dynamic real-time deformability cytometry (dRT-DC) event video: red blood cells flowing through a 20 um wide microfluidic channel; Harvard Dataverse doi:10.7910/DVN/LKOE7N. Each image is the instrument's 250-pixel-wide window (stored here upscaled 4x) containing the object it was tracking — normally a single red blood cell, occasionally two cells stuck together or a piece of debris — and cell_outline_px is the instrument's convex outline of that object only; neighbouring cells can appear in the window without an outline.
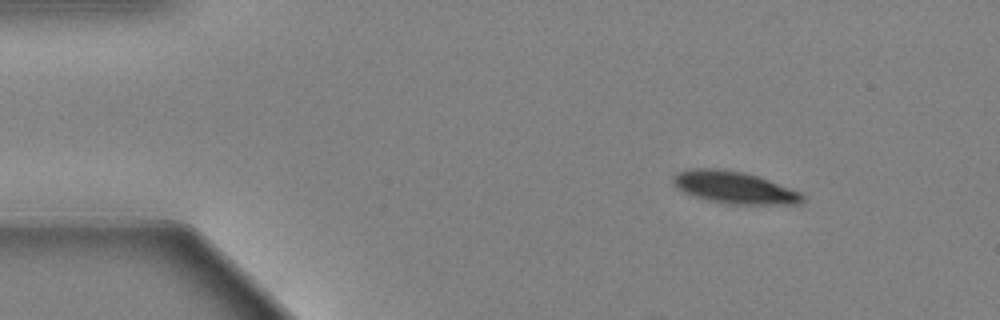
{"species": "Egyptian fruit bat (a non-hibernating species)", "species_latin": "Rousettus aegyptiacus", "temperature_condition": "warm", "stored_images_in_passage": 52, "camera_frame_rate_fps": 3000, "um_per_image_px": 0.085, "animal": {"sex": "female"}, "frame": {"image": 1, "passage_image": 1, "time_ms": 0.0, "image_size_px": [1000, 320], "cell_outline_px": [[804, 200], [800, 204], [732, 204], [692, 196], [676, 188], [672, 180], [680, 172], [700, 168], [708, 168], [740, 172], [756, 176], [768, 180], [800, 192], [804, 196]], "centroid_in_image_um": [62.44, 15.96], "position_along_channel_um": 22.6, "area_um2": 23.47}}
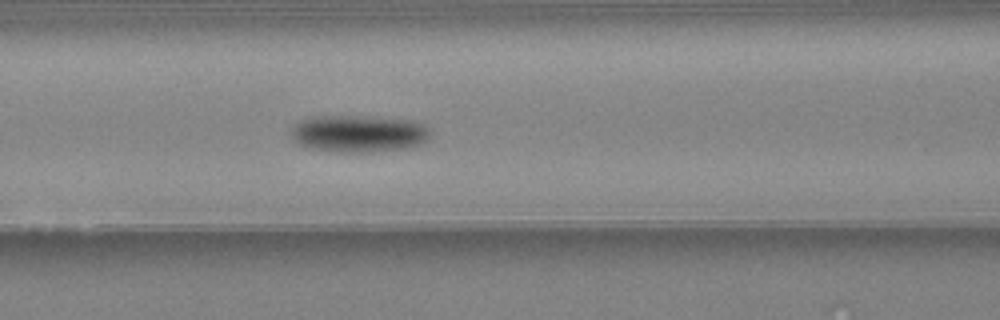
{"frame": {"image": 2, "passage_image": 18, "time_ms": 5.667, "image_size_px": [1000, 320], "cell_outline_px": [[428, 140], [412, 148], [372, 152], [340, 152], [308, 148], [300, 144], [292, 136], [292, 128], [300, 120], [320, 116], [352, 116], [408, 120], [420, 124], [428, 128]], "centroid_in_image_um": [30.49, 11.38], "position_along_channel_um": 136.1, "area_um2": 29.71}}
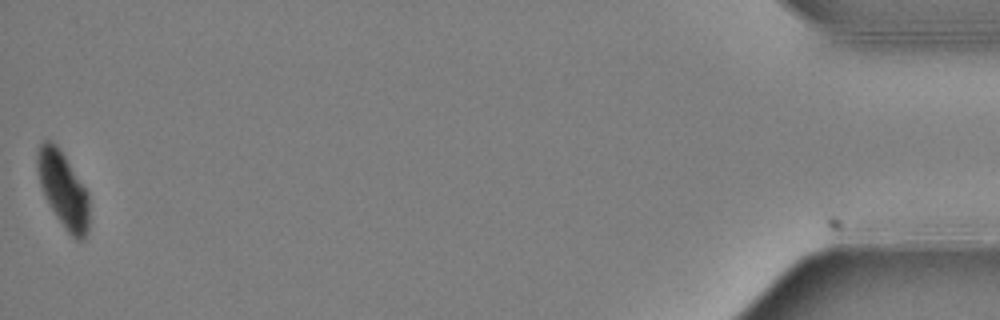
{"frame": {"image": 3, "passage_image": 52, "time_ms": 17.0, "image_size_px": [1000, 320], "cell_outline_px": [[88, 232], [84, 240], [76, 240], [64, 228], [56, 216], [44, 196], [40, 184], [36, 168], [36, 148], [44, 140], [52, 140], [56, 144], [88, 192]], "centroid_in_image_um": [5.34, 16.11], "position_along_channel_um": 429.9, "area_um2": 22.89}, "authors_computed_cell_mechanics": {"area_um2": 26.6458, "velocity_mm_per_s": 3.4423, "shape_relaxation_time_tau1_ms": 2.5066, "shape_relaxation_time_tau2_ms": null, "deformation_change_tau1": 0.1245, "deformation_change_tau2": null}}